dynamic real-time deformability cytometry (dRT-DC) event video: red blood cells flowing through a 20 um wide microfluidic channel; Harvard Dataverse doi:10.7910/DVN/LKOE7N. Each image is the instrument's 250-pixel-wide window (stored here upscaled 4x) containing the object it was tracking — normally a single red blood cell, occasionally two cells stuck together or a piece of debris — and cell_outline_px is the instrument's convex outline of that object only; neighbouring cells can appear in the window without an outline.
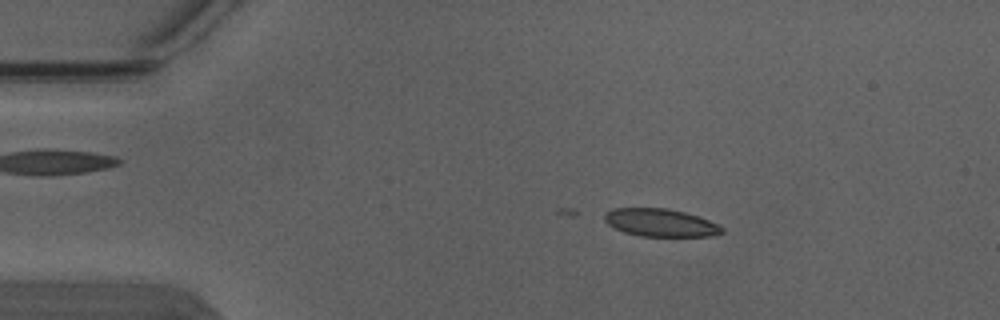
{"species": "Egyptian fruit bat (a non-hibernating species)", "species_latin": "Rousettus aegyptiacus", "temperature_condition": "warm", "stored_images_in_passage": 3, "camera_frame_rate_fps": 3000, "um_per_image_px": 0.085, "animal": {"sex": "male"}, "frame": {"image": 1, "passage_image": 1, "time_ms": 0.0, "image_size_px": [1000, 320], "cell_outline_px": [[724, 232], [712, 236], [640, 236], [624, 232], [608, 224], [604, 220], [604, 212], [612, 208], [668, 208], [684, 212], [720, 224], [724, 228]], "centroid_in_image_um": [56.14, 18.92], "position_along_channel_um": 28.9, "area_um2": 19.07}}